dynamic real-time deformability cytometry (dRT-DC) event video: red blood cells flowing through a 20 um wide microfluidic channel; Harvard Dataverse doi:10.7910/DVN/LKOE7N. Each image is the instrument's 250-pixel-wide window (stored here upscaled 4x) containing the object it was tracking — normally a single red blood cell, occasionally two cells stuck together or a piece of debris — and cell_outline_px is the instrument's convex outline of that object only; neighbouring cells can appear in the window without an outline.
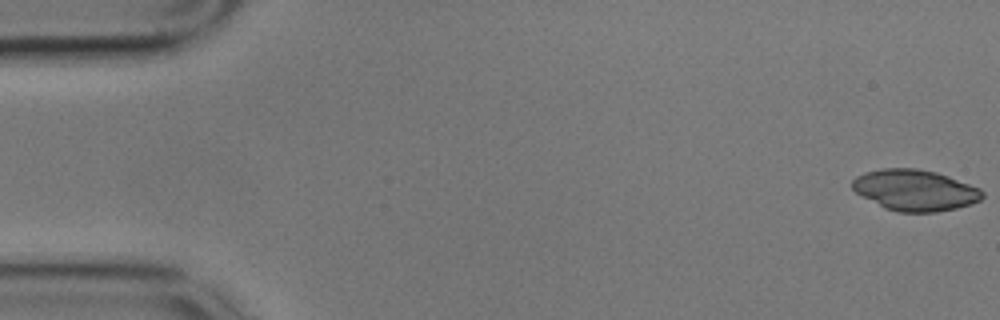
{"species": "common noctule bat (a hibernating species)", "species_latin": "Nyctalus noctula", "temperature_condition": "cold", "stored_images_in_passage": 5, "camera_frame_rate_fps": 3000, "um_per_image_px": 0.085, "animal": {"sex": "male", "body_mass_g": 17.9}, "frame": {"image": 1, "passage_image": 1, "time_ms": 0.0, "image_size_px": [1000, 320], "cell_outline_px": [[984, 196], [980, 200], [972, 204], [956, 208], [936, 212], [896, 212], [884, 208], [856, 192], [852, 188], [852, 180], [856, 176], [864, 172], [884, 168], [916, 168], [936, 172], [948, 176], [980, 188], [984, 192]], "centroid_in_image_um": [77.78, 16.16], "position_along_channel_um": 7.2, "area_um2": 31.15}}